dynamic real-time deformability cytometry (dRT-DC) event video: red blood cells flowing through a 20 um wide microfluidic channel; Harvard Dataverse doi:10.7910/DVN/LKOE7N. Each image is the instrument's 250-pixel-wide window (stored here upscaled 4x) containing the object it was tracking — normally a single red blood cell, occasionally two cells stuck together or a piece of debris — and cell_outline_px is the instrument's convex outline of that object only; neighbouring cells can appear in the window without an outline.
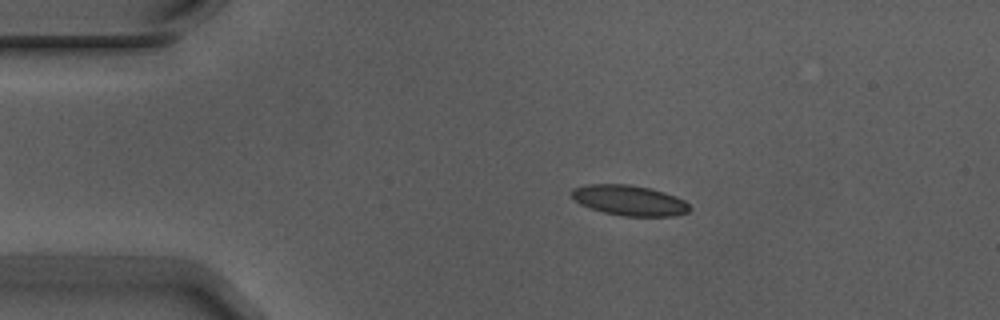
{"species": "Egyptian fruit bat (a non-hibernating species)", "species_latin": "Rousettus aegyptiacus", "temperature_condition": "warm", "stored_images_in_passage": 5, "camera_frame_rate_fps": 3000, "um_per_image_px": 0.085, "animal": {"sex": "male"}, "frame": {"image": 1, "passage_image": 1, "time_ms": 0.0, "image_size_px": [1000, 320], "cell_outline_px": [[692, 208], [688, 212], [676, 216], [624, 216], [604, 212], [580, 204], [568, 192], [572, 188], [588, 184], [628, 184], [648, 188], [664, 192], [684, 200]], "centroid_in_image_um": [53.49, 17.03], "position_along_channel_um": 31.5, "area_um2": 20.81}}
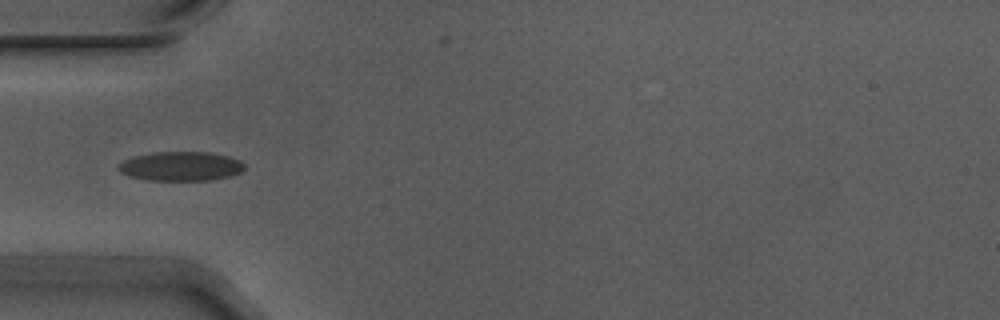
{"frame": {"image": 2, "passage_image": 3, "time_ms": 0.667, "image_size_px": [1000, 320], "cell_outline_px": [[244, 168], [240, 172], [232, 176], [212, 180], [144, 180], [128, 176], [120, 172], [116, 168], [116, 164], [132, 156], [156, 152], [208, 152], [228, 156], [240, 160], [244, 164]], "centroid_in_image_um": [15.32, 14.13], "position_along_channel_um": 69.7, "area_um2": 21.73}}
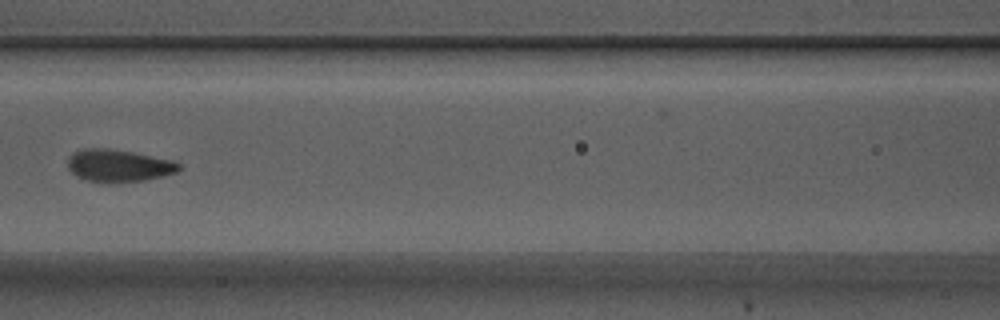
{"frame": {"image": 3, "passage_image": 5, "time_ms": 1.333, "image_size_px": [1000, 320], "cell_outline_px": [[180, 168], [176, 172], [144, 180], [108, 184], [88, 180], [76, 176], [68, 168], [68, 156], [72, 152], [84, 148], [108, 148], [132, 152], [172, 160], [180, 164]], "centroid_in_image_um": [10.03, 14.08], "position_along_channel_um": 156.6, "area_um2": 21.04}}